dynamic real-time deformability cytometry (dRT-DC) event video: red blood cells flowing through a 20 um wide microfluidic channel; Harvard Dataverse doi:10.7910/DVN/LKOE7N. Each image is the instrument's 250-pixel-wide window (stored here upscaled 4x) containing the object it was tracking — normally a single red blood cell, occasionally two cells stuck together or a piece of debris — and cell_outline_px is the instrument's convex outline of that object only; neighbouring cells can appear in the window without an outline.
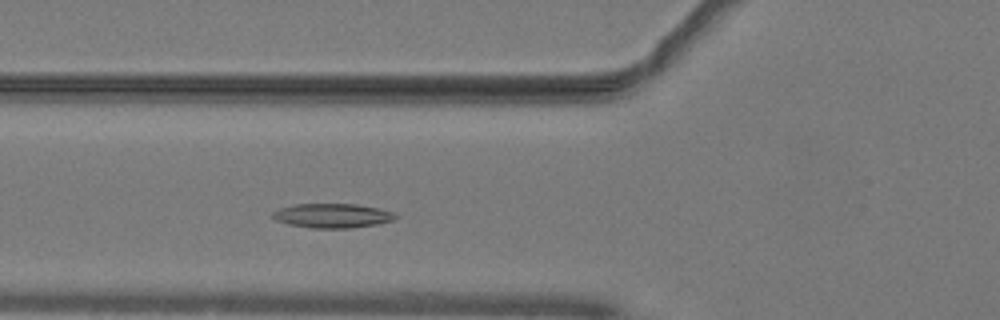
{"species": "common noctule bat (a hibernating species)", "species_latin": "Nyctalus noctula", "temperature_condition": "warm", "stored_images_in_passage": 41, "camera_frame_rate_fps": 3000, "um_per_image_px": 0.085, "animal": {"sex": "male", "body_mass_g": 19.2, "forearm_length_mm": 51.8}, "frame": {"image": 1, "passage_image": 9, "time_ms": 2.667, "image_size_px": [1000, 320], "cell_outline_px": [[396, 216], [392, 220], [376, 224], [352, 228], [312, 228], [288, 224], [276, 220], [272, 216], [272, 212], [280, 208], [292, 204], [356, 204], [376, 208], [392, 212]], "centroid_in_image_um": [28.19, 18.33], "position_along_channel_um": 97.6, "area_um2": 17.22}}
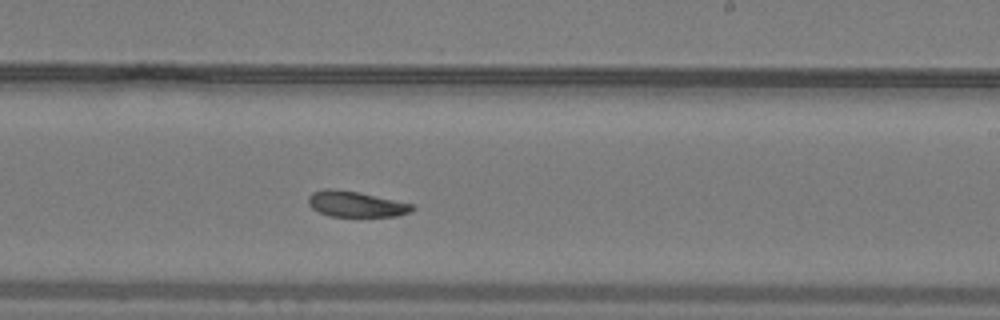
{"frame": {"image": 2, "passage_image": 21, "time_ms": 6.667, "image_size_px": [1000, 320], "cell_outline_px": [[416, 208], [408, 212], [396, 216], [328, 216], [312, 208], [308, 204], [308, 196], [312, 192], [324, 188], [332, 188], [356, 192], [412, 204]], "centroid_in_image_um": [30.18, 17.34], "position_along_channel_um": 258.8, "area_um2": 15.32}}
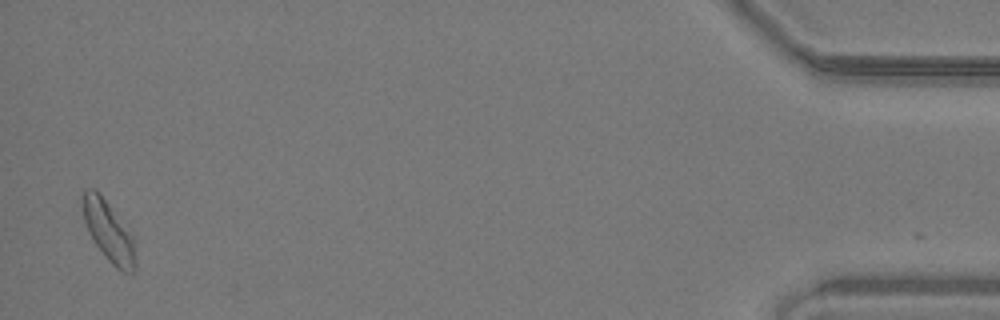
{"frame": {"image": 3, "passage_image": 40, "time_ms": 13.0, "image_size_px": [1000, 320], "cell_outline_px": [[136, 264], [132, 272], [120, 272], [108, 260], [96, 244], [88, 232], [84, 220], [80, 196], [88, 188], [96, 188], [132, 236]], "centroid_in_image_um": [9.18, 19.64], "position_along_channel_um": 426.0, "area_um2": 18.21}, "authors_computed_cell_mechanics": {"area_um2": 16.5308, "velocity_mm_per_s": 4.0218, "shape_relaxation_time_tau1_ms": null, "shape_relaxation_time_tau2_ms": 4.4613, "deformation_change_tau1": null, "deformation_change_tau2": 0.1099}}